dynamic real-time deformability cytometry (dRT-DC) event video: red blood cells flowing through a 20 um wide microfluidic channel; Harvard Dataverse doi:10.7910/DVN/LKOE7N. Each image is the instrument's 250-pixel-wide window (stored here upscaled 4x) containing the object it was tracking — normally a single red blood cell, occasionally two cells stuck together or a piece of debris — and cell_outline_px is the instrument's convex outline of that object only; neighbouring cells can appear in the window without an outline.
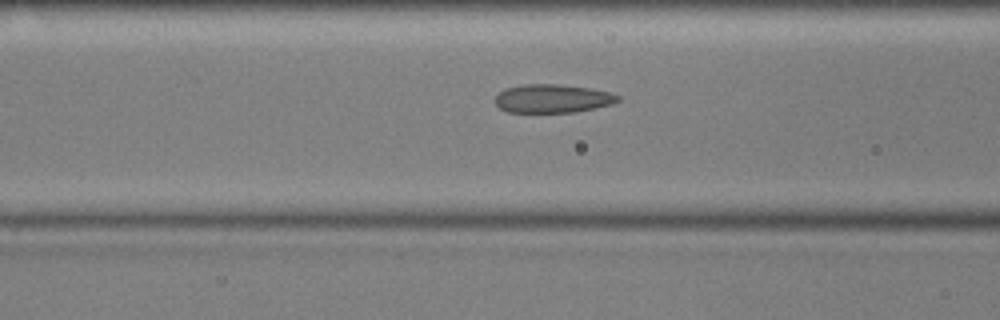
{"species": "common noctule bat (a hibernating species)", "species_latin": "Nyctalus noctula", "temperature_condition": "cold", "stored_images_in_passage": 55, "camera_frame_rate_fps": 3000, "um_per_image_px": 0.085, "animal": {"sex": "male", "body_mass_g": 17.9, "forearm_length_mm": 54.2}, "frame": {"image": 1, "passage_image": 21, "time_ms": 6.667, "image_size_px": [1000, 320], "cell_outline_px": [[620, 100], [612, 104], [596, 108], [576, 112], [508, 112], [500, 108], [496, 104], [496, 96], [504, 88], [524, 84], [560, 84], [588, 88], [608, 92], [620, 96]], "centroid_in_image_um": [46.97, 8.37], "position_along_channel_um": 119.6, "area_um2": 20.35}}
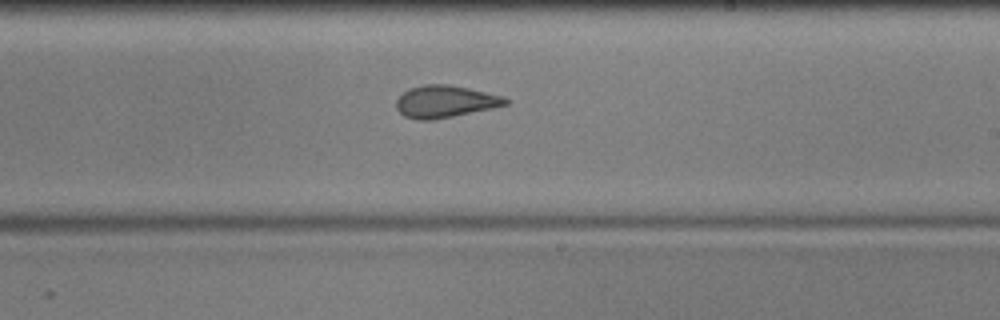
{"frame": {"image": 2, "passage_image": 32, "time_ms": 10.333, "image_size_px": [1000, 320], "cell_outline_px": [[508, 104], [452, 116], [432, 120], [416, 120], [404, 116], [396, 108], [396, 100], [408, 88], [424, 84], [448, 84], [468, 88], [504, 96], [508, 100]], "centroid_in_image_um": [37.79, 8.62], "position_along_channel_um": 251.2, "area_um2": 20.29}}
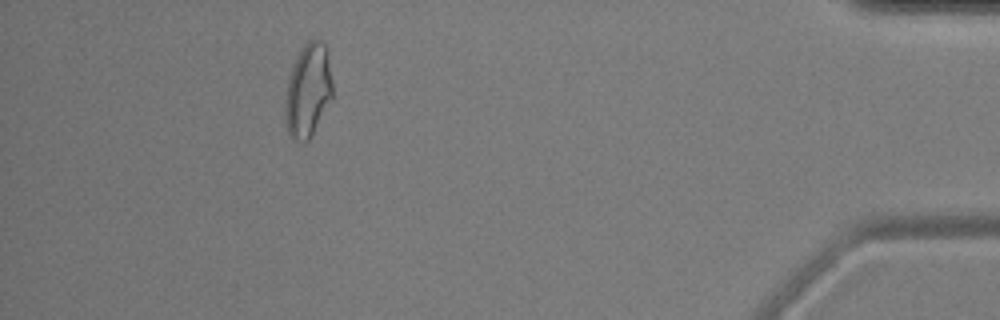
{"frame": {"image": 3, "passage_image": 50, "time_ms": 16.333, "image_size_px": [1000, 320], "cell_outline_px": [[332, 100], [308, 140], [296, 140], [288, 136], [284, 120], [284, 104], [288, 80], [296, 56], [300, 48], [308, 40], [320, 40], [324, 44], [328, 56], [332, 80]], "centroid_in_image_um": [26.16, 7.7], "position_along_channel_um": 409.0, "area_um2": 25.89}, "authors_computed_cell_mechanics": {"area_um2": 22.0796, "velocity_mm_per_s": 3.5801, "shape_relaxation_time_tau1_ms": 7.6663, "shape_relaxation_time_tau2_ms": 1.9996, "deformation_change_tau1": 0.1695, "deformation_change_tau2": 0.0857}}